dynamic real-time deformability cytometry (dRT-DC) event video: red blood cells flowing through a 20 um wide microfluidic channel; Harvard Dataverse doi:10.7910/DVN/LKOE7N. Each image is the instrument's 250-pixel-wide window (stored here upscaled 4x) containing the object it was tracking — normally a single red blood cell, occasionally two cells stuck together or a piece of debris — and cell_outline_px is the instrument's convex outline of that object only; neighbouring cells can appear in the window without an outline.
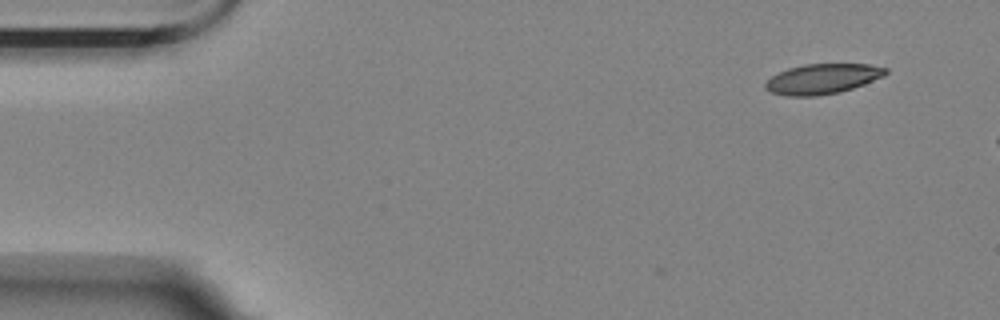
{"species": "Egyptian fruit bat (a non-hibernating species)", "species_latin": "Rousettus aegyptiacus", "temperature_condition": "room temperature", "stored_images_in_passage": 3, "camera_frame_rate_fps": 3000, "um_per_image_px": 0.085, "animal": {"sex": "female"}, "frame": {"image": 1, "passage_image": 1, "time_ms": 0.0, "image_size_px": [1000, 320], "cell_outline_px": [[888, 72], [884, 76], [864, 84], [840, 92], [816, 96], [788, 96], [772, 92], [764, 88], [764, 84], [772, 76], [788, 68], [804, 64], [868, 64], [888, 68]], "centroid_in_image_um": [69.92, 6.7], "position_along_channel_um": 15.1, "area_um2": 21.04}}